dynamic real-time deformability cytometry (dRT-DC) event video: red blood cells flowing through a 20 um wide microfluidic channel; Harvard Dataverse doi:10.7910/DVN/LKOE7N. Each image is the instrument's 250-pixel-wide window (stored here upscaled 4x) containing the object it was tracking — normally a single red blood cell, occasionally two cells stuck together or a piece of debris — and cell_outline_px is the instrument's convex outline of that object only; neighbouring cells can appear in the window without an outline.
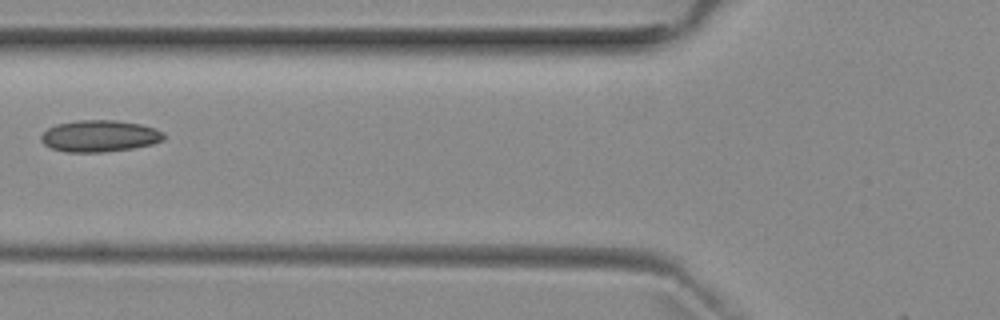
{"species": "common noctule bat (a hibernating species)", "species_latin": "Nyctalus noctula", "temperature_condition": "room temperature", "stored_images_in_passage": 4, "camera_frame_rate_fps": 3000, "um_per_image_px": 0.085, "animal": {"sex": "female", "body_mass_g": 29.2, "forearm_length_mm": 56.3}, "frame": {"image": 1, "passage_image": 3, "time_ms": 2.333, "image_size_px": [1000, 320], "cell_outline_px": [[164, 140], [152, 144], [132, 148], [104, 152], [64, 152], [52, 148], [44, 144], [40, 140], [40, 136], [48, 128], [56, 124], [76, 120], [116, 120], [140, 124], [156, 128], [164, 132]], "centroid_in_image_um": [8.46, 11.56], "position_along_channel_um": 117.3, "area_um2": 22.77}}
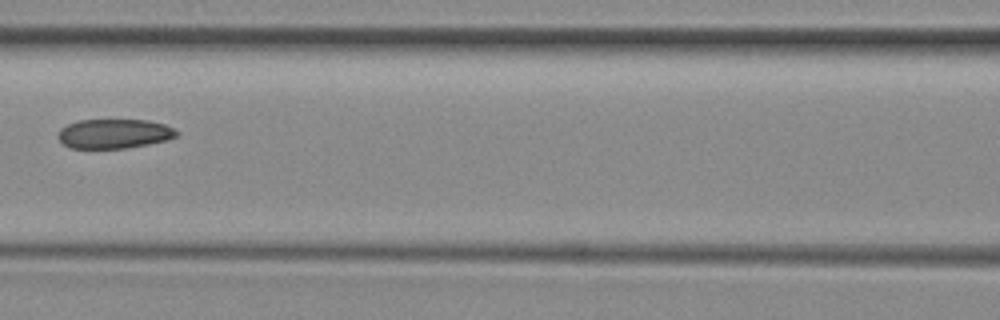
{"frame": {"image": 2, "passage_image": 4, "time_ms": 3.333, "image_size_px": [1000, 320], "cell_outline_px": [[180, 132], [176, 136], [168, 140], [148, 144], [124, 148], [72, 148], [64, 144], [56, 136], [60, 128], [68, 124], [80, 120], [148, 120], [164, 124]], "centroid_in_image_um": [9.7, 11.36], "position_along_channel_um": 156.9, "area_um2": 20.29}}